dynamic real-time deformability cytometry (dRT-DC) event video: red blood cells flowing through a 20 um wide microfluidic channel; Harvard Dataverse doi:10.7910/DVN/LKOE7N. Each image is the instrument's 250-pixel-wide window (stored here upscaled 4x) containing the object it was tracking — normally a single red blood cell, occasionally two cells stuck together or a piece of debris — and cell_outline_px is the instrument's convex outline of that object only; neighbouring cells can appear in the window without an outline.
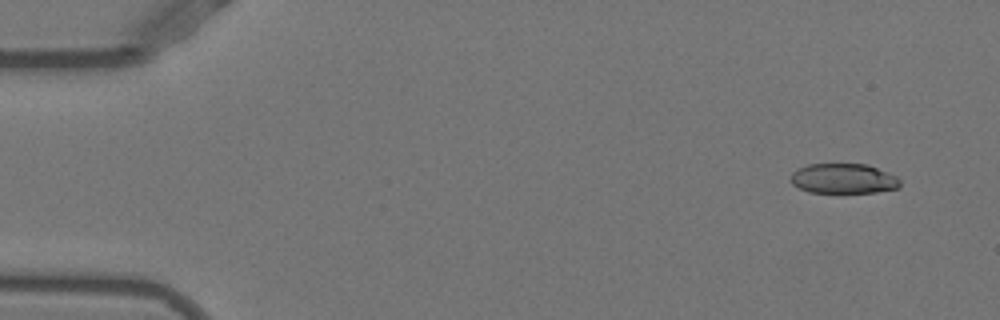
{"species": "Egyptian fruit bat (a non-hibernating species)", "species_latin": "Rousettus aegyptiacus", "temperature_condition": "warm", "stored_images_in_passage": 49, "camera_frame_rate_fps": 3000, "um_per_image_px": 0.085, "animal": {"sex": "female"}, "frame": {"image": 1, "passage_image": 1, "time_ms": 0.0, "image_size_px": [1000, 320], "cell_outline_px": [[900, 184], [896, 188], [876, 192], [808, 192], [792, 184], [788, 180], [792, 172], [808, 164], [868, 164], [896, 176], [900, 180]], "centroid_in_image_um": [71.66, 15.17], "position_along_channel_um": 13.3, "area_um2": 19.02}}
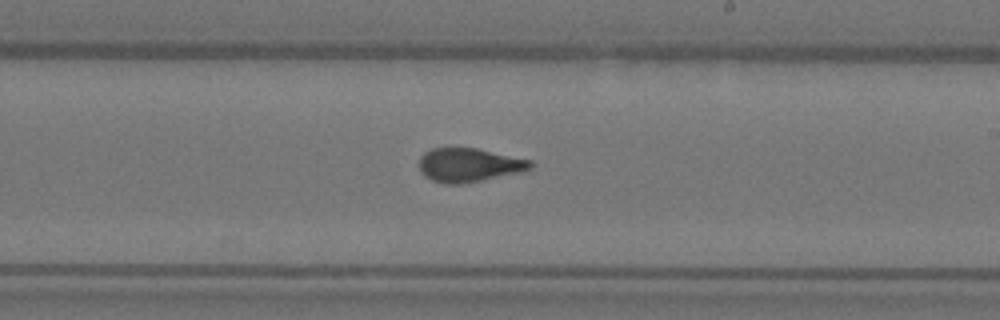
{"frame": {"image": 2, "passage_image": 28, "time_ms": 9.0, "image_size_px": [1000, 320], "cell_outline_px": [[532, 168], [520, 172], [460, 184], [444, 184], [432, 180], [424, 176], [420, 172], [420, 156], [424, 152], [432, 148], [476, 148], [532, 160]], "centroid_in_image_um": [39.84, 14.02], "position_along_channel_um": 249.2, "area_um2": 21.79}}
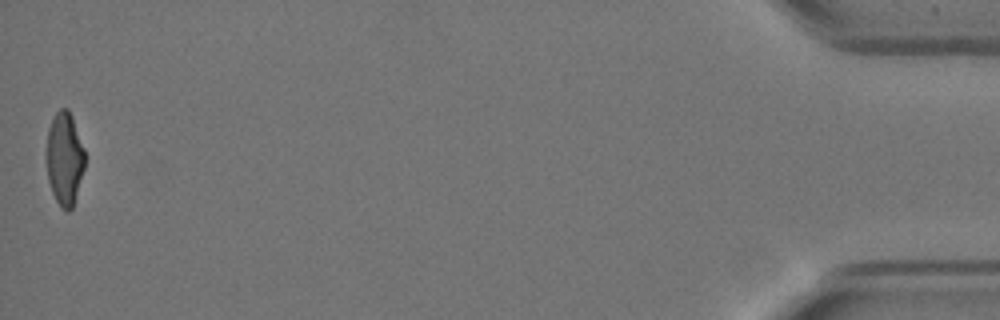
{"frame": {"image": 3, "passage_image": 49, "time_ms": 16.0, "image_size_px": [1000, 320], "cell_outline_px": [[84, 168], [72, 208], [68, 212], [60, 208], [52, 192], [48, 180], [48, 128], [56, 112], [60, 108], [68, 108], [72, 116], [84, 148]], "centroid_in_image_um": [5.5, 13.49], "position_along_channel_um": 429.7, "area_um2": 20.4}, "authors_computed_cell_mechanics": {"area_um2": 21.7328, "velocity_mm_per_s": 3.9309, "shape_relaxation_time_tau1_ms": 6.2367, "shape_relaxation_time_tau2_ms": 1.0145, "deformation_change_tau1": 0.2238, "deformation_change_tau2": 0.0741}}